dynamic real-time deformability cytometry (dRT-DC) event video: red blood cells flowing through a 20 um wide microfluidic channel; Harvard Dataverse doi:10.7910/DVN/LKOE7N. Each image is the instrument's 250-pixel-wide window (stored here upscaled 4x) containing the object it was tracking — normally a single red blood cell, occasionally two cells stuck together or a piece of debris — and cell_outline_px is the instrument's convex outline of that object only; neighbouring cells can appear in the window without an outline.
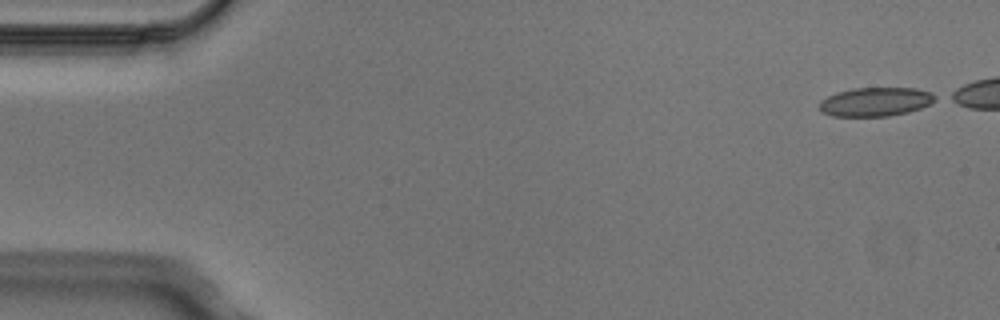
{"species": "Egyptian fruit bat (a non-hibernating species)", "species_latin": "Rousettus aegyptiacus", "temperature_condition": "cold", "stored_images_in_passage": 7, "camera_frame_rate_fps": 3000, "um_per_image_px": 0.085, "animal": {"sex": "male"}, "frame": {"image": 1, "passage_image": 1, "time_ms": 0.0, "image_size_px": [1000, 320], "cell_outline_px": [[936, 100], [920, 108], [908, 112], [888, 116], [832, 116], [820, 112], [820, 100], [836, 92], [852, 88], [916, 88], [928, 92], [936, 96]], "centroid_in_image_um": [74.38, 8.65], "position_along_channel_um": 10.6, "area_um2": 19.42}}
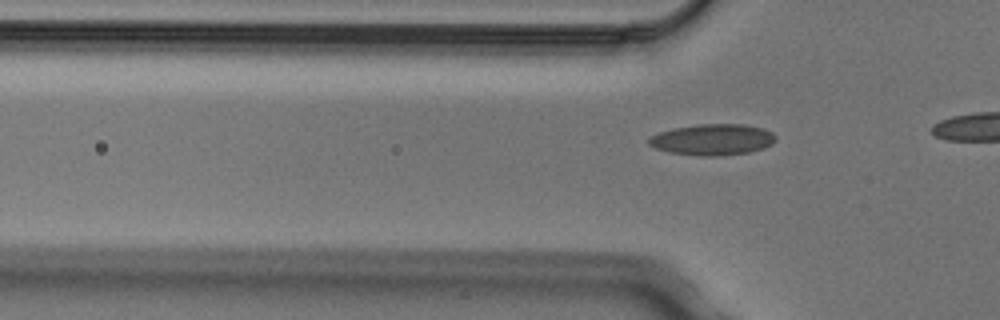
{"frame": {"image": 2, "passage_image": 5, "time_ms": 1.333, "image_size_px": [1000, 320], "cell_outline_px": [[776, 140], [772, 144], [764, 148], [748, 152], [720, 156], [700, 156], [668, 152], [656, 148], [648, 144], [648, 136], [660, 132], [676, 128], [700, 124], [744, 124], [764, 128], [772, 132], [776, 136]], "centroid_in_image_um": [60.59, 11.87], "position_along_channel_um": 65.2, "area_um2": 23.12}}
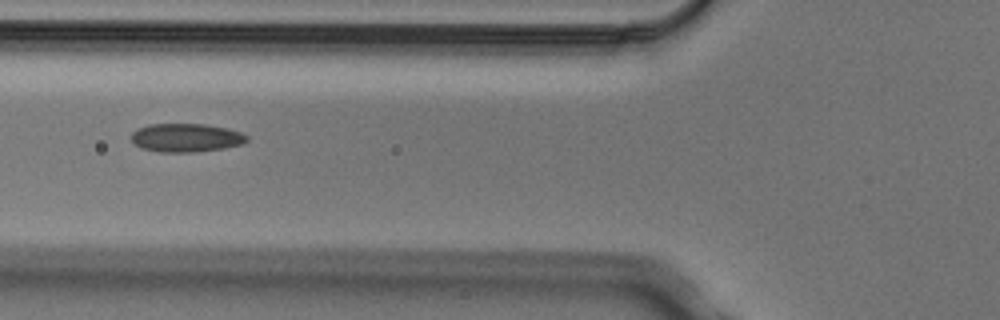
{"frame": {"image": 3, "passage_image": 7, "time_ms": 2.0, "image_size_px": [1000, 320], "cell_outline_px": [[248, 140], [244, 144], [224, 148], [192, 152], [160, 152], [140, 148], [132, 140], [132, 132], [136, 128], [148, 124], [204, 124], [228, 128], [240, 132], [248, 136]], "centroid_in_image_um": [15.82, 11.7], "position_along_channel_um": 110.0, "area_um2": 19.31}}